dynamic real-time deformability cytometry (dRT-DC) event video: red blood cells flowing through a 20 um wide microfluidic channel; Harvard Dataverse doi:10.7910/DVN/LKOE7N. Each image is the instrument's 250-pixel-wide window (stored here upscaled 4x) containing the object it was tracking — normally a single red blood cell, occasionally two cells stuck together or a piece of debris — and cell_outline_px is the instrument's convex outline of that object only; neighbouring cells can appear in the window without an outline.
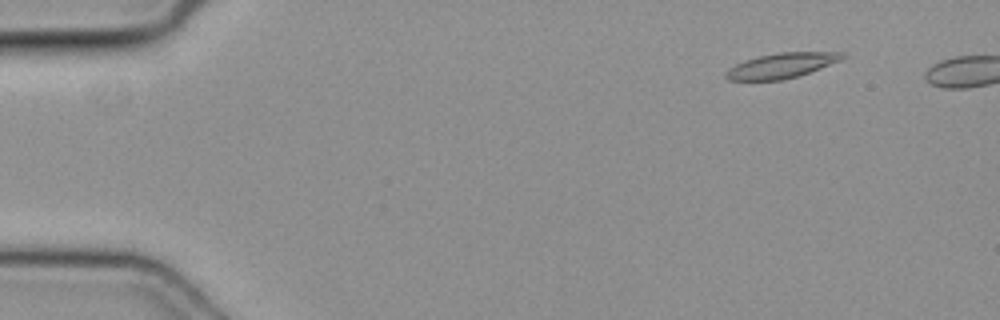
{"species": "common noctule bat (a hibernating species)", "species_latin": "Nyctalus noctula", "temperature_condition": "cold", "stored_images_in_passage": 7, "camera_frame_rate_fps": 3000, "um_per_image_px": 0.085, "animal": {"sex": "female", "body_mass_g": 19.3, "forearm_length_mm": 54.1}, "frame": {"image": 1, "passage_image": 2, "time_ms": 0.333, "image_size_px": [1000, 320], "cell_outline_px": [[848, 56], [840, 60], [820, 68], [796, 76], [780, 80], [728, 80], [724, 76], [724, 72], [728, 68], [744, 60], [760, 56], [780, 52], [844, 52]], "centroid_in_image_um": [66.41, 5.56], "position_along_channel_um": 18.6, "area_um2": 16.88}}